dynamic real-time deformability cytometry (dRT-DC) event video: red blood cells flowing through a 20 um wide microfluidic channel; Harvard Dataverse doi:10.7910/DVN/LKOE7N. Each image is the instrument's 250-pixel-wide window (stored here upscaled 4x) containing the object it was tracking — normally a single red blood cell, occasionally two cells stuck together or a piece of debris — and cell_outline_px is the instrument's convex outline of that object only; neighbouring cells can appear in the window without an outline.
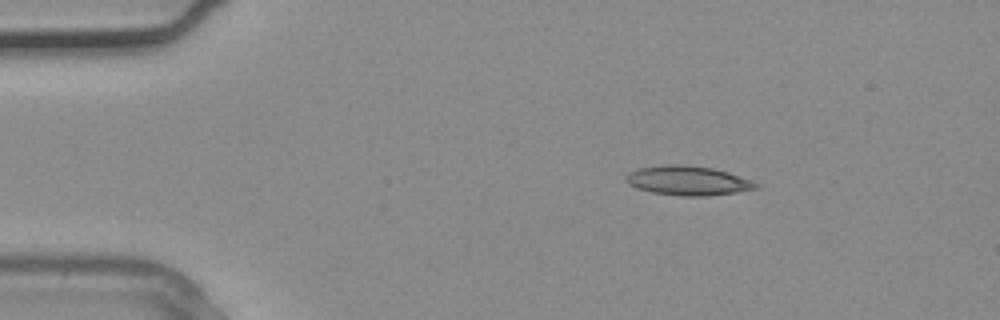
{"species": "common noctule bat (a hibernating species)", "species_latin": "Nyctalus noctula", "temperature_condition": "warm", "stored_images_in_passage": 3, "camera_frame_rate_fps": 3000, "um_per_image_px": 0.085, "animal": {"sex": "male", "body_mass_g": 20.4}, "frame": {"image": 1, "passage_image": 3, "time_ms": 0.667, "image_size_px": [1000, 320], "cell_outline_px": [[760, 184], [756, 188], [736, 192], [708, 196], [680, 196], [652, 192], [636, 188], [628, 184], [624, 176], [628, 172], [640, 168], [668, 164], [684, 164], [712, 168], [728, 172], [752, 180]], "centroid_in_image_um": [58.45, 15.35], "position_along_channel_um": 26.5, "area_um2": 22.31}}